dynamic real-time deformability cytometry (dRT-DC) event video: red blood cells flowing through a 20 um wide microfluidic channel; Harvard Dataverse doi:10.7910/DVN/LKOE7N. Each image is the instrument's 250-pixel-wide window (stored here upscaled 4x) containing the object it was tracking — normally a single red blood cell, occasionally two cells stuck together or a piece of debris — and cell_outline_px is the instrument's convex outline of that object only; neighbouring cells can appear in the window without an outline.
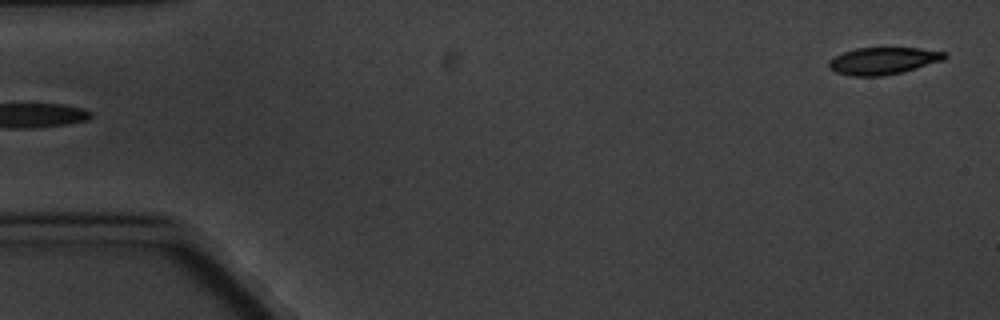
{"species": "common noctule bat (a hibernating species)", "species_latin": "Nyctalus noctula", "temperature_condition": "cold", "stored_images_in_passage": 6, "segment_of_instrument_passage": [2, 2], "camera_frame_rate_fps": 3000, "um_per_image_px": 0.085, "animal": {"sex": "male", "body_mass_g": 20.1, "forearm_length_mm": 53.5}, "frame": {"image": 1, "passage_image": 6, "time_ms": 6.0, "image_size_px": [1000, 320], "cell_outline_px": [[948, 56], [944, 60], [916, 68], [900, 72], [880, 76], [852, 76], [836, 72], [828, 68], [828, 60], [844, 52], [856, 48], [920, 48], [944, 52]], "centroid_in_image_um": [75.05, 5.17], "position_along_channel_um": 10.0, "area_um2": 18.15}}